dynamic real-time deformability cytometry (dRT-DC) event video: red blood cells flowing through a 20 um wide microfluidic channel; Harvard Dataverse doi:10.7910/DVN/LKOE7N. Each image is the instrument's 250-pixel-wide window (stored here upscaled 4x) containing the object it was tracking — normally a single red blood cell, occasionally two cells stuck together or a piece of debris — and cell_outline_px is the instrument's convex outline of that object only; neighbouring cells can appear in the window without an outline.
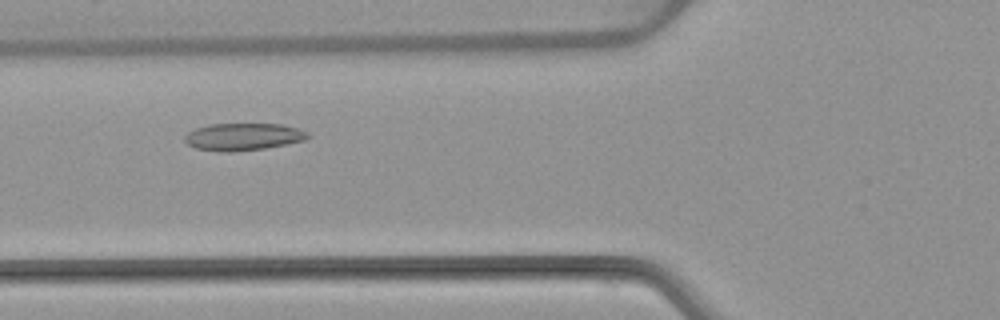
{"species": "common noctule bat (a hibernating species)", "species_latin": "Nyctalus noctula", "temperature_condition": "warm", "stored_images_in_passage": 6, "camera_frame_rate_fps": 3000, "um_per_image_px": 0.085, "animal": {"sex": "female", "body_mass_g": 22.7, "forearm_length_mm": 54.2}, "frame": {"image": 1, "passage_image": 5, "time_ms": 4.667, "image_size_px": [1000, 320], "cell_outline_px": [[312, 136], [304, 140], [288, 144], [264, 148], [232, 152], [216, 152], [196, 148], [188, 144], [184, 140], [184, 136], [188, 132], [196, 128], [212, 124], [280, 124], [296, 128], [308, 132]], "centroid_in_image_um": [20.67, 11.63], "position_along_channel_um": 105.1, "area_um2": 19.59}}
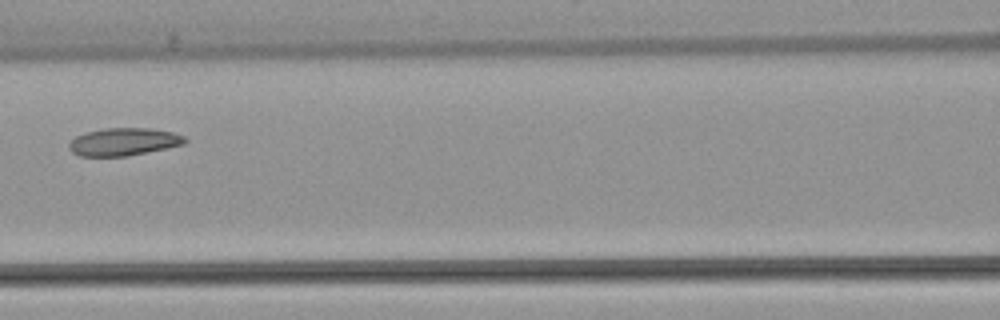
{"frame": {"image": 2, "passage_image": 6, "time_ms": 6.0, "image_size_px": [1000, 320], "cell_outline_px": [[188, 140], [184, 144], [128, 156], [80, 156], [72, 152], [68, 148], [68, 144], [76, 136], [88, 132], [104, 128], [152, 128], [172, 132], [184, 136]], "centroid_in_image_um": [10.51, 12.05], "position_along_channel_um": 156.1, "area_um2": 18.61}}